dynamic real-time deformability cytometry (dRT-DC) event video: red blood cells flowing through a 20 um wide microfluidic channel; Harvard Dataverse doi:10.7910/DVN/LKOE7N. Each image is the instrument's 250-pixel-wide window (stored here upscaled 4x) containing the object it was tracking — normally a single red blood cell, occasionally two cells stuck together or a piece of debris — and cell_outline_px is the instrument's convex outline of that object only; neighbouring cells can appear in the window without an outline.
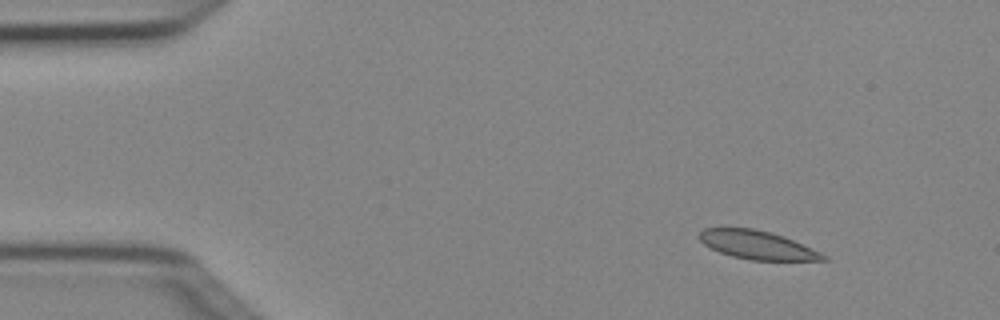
{"species": "Egyptian fruit bat (a non-hibernating species)", "species_latin": "Rousettus aegyptiacus", "temperature_condition": "cold", "stored_images_in_passage": 3, "camera_frame_rate_fps": 3000, "um_per_image_px": 0.085, "animal": {"sex": "female"}, "frame": {"image": 1, "passage_image": 1, "time_ms": 0.0, "image_size_px": [1000, 320], "cell_outline_px": [[828, 260], [752, 260], [732, 256], [720, 252], [704, 244], [700, 240], [700, 232], [704, 228], [756, 228], [772, 232], [784, 236], [820, 252], [828, 256]], "centroid_in_image_um": [64.39, 20.81], "position_along_channel_um": 20.6, "area_um2": 20.4}}